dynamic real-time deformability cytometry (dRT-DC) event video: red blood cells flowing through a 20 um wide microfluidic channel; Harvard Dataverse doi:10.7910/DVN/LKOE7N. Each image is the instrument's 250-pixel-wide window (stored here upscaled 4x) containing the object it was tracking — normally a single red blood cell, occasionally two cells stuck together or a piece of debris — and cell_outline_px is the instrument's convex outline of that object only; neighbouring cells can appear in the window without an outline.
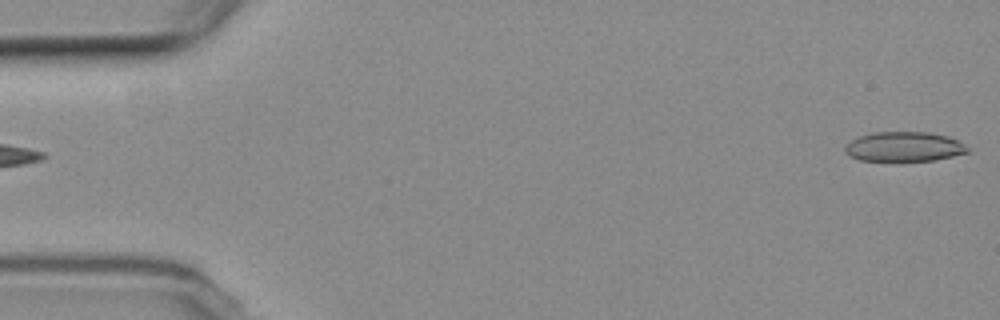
{"species": "common noctule bat (a hibernating species)", "species_latin": "Nyctalus noctula", "temperature_condition": "room temperature", "stored_images_in_passage": 5, "segment_of_instrument_passage": [2, 2], "camera_frame_rate_fps": 3000, "um_per_image_px": 0.085, "animal": {"sex": "female", "body_mass_g": 19.3, "forearm_length_mm": 54.1}, "frame": {"image": 1, "passage_image": 5, "time_ms": 5.667, "image_size_px": [1000, 320], "cell_outline_px": [[972, 152], [936, 160], [892, 164], [860, 160], [844, 152], [844, 148], [852, 140], [860, 136], [876, 132], [928, 132], [948, 136], [964, 144]], "centroid_in_image_um": [76.87, 12.53], "position_along_channel_um": 8.1, "area_um2": 22.08}}